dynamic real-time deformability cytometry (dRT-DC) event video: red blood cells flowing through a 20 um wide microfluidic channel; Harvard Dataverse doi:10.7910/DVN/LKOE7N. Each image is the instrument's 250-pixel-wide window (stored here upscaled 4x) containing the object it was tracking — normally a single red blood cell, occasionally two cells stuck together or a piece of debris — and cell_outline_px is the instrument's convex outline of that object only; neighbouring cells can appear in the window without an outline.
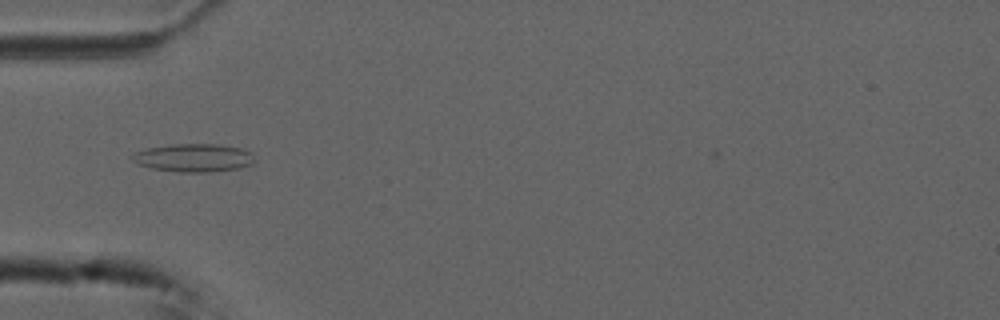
{"species": "common noctule bat (a hibernating species)", "species_latin": "Nyctalus noctula", "temperature_condition": "cold", "stored_images_in_passage": 38, "camera_frame_rate_fps": 3000, "um_per_image_px": 0.085, "animal": {"sex": "male", "forearm_length_mm": 52.5}, "frame": {"image": 1, "passage_image": 1, "time_ms": 0.0, "image_size_px": [1000, 320], "cell_outline_px": [[256, 160], [252, 164], [240, 168], [208, 172], [180, 172], [152, 168], [140, 164], [132, 160], [132, 156], [136, 152], [148, 148], [172, 144], [220, 144], [240, 148], [252, 152], [256, 156]], "centroid_in_image_um": [16.54, 13.41], "position_along_channel_um": 68.5, "area_um2": 20.06}}
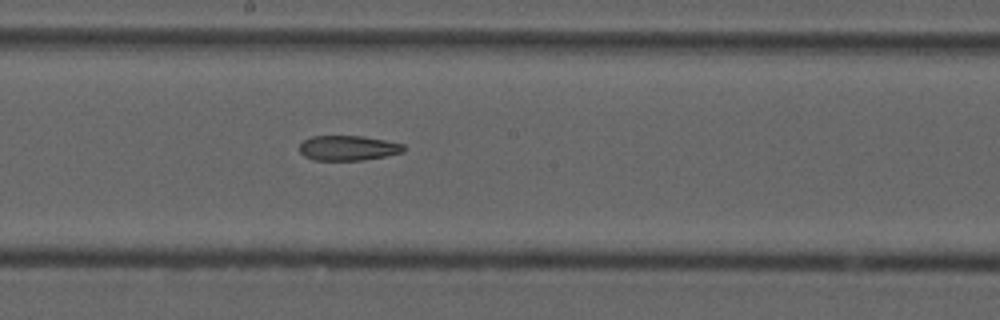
{"frame": {"image": 2, "passage_image": 13, "time_ms": 4.0, "image_size_px": [1000, 320], "cell_outline_px": [[404, 152], [364, 160], [312, 160], [304, 156], [300, 152], [300, 144], [304, 140], [312, 136], [364, 136], [404, 144]], "centroid_in_image_um": [29.57, 12.58], "position_along_channel_um": 218.6, "area_um2": 15.14}}
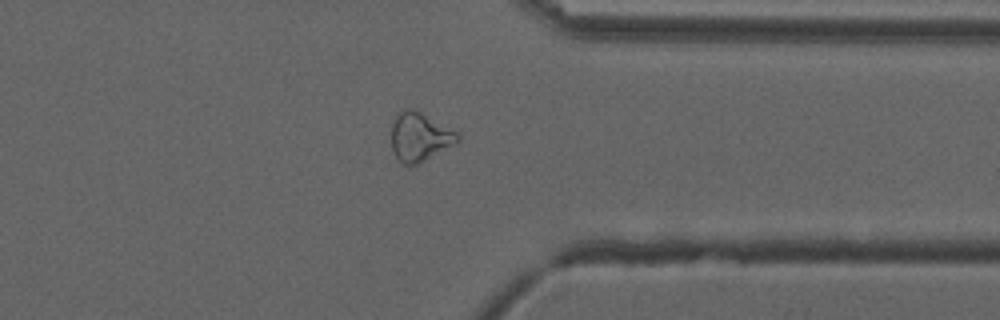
{"frame": {"image": 3, "passage_image": 26, "time_ms": 8.333, "image_size_px": [1000, 320], "cell_outline_px": [[460, 140], [456, 144], [416, 164], [400, 164], [392, 148], [392, 124], [396, 116], [404, 108], [412, 108], [420, 112], [456, 132], [460, 136]], "centroid_in_image_um": [35.66, 11.64], "position_along_channel_um": 375.7, "area_um2": 18.44}}